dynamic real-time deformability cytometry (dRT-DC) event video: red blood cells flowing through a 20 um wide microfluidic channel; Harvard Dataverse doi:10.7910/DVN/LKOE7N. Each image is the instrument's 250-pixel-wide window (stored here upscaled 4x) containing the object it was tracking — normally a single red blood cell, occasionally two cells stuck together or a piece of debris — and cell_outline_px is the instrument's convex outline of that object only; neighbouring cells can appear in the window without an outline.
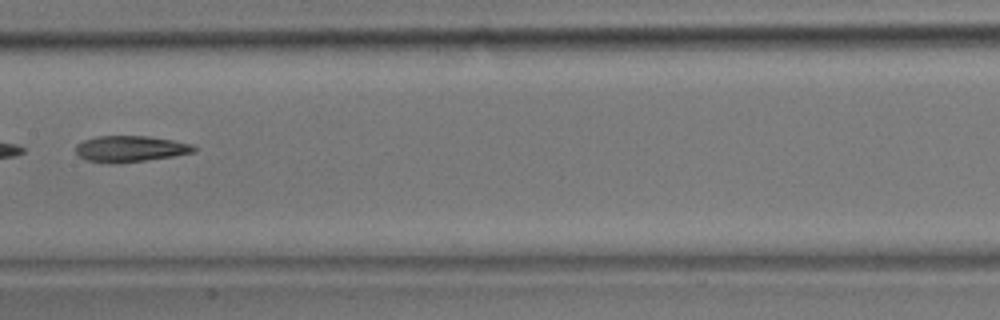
{"species": "common noctule bat (a hibernating species)", "species_latin": "Nyctalus noctula", "temperature_condition": "room temperature", "stored_images_in_passage": 26, "camera_frame_rate_fps": 3000, "um_per_image_px": 0.085, "animal": {"sex": "male", "body_mass_g": 17.9}, "frame": {"image": 1, "passage_image": 8, "time_ms": 2.333, "image_size_px": [1000, 320], "cell_outline_px": [[196, 152], [176, 156], [120, 164], [112, 164], [88, 160], [80, 156], [76, 152], [76, 144], [84, 140], [100, 136], [148, 136], [172, 140], [192, 144], [196, 148]], "centroid_in_image_um": [11.11, 12.66], "position_along_channel_um": 196.3, "area_um2": 18.15}}